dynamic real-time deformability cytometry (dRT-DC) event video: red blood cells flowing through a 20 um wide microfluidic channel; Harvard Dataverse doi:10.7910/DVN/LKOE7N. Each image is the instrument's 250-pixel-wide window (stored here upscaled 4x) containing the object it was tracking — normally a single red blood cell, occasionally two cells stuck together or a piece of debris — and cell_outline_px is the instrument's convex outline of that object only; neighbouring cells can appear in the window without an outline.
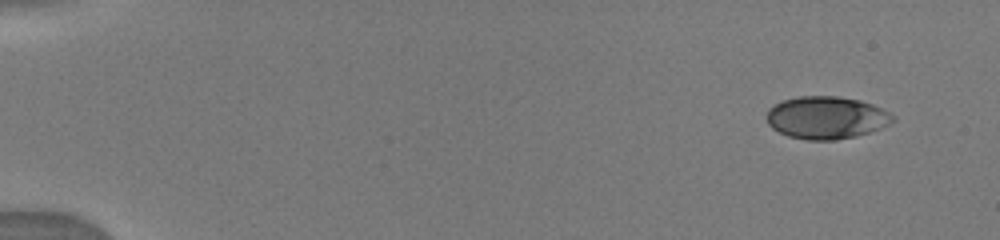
{"species": "human", "species_latin": "Homo sapiens", "temperature_condition": "warm", "stored_images_in_passage": 68, "camera_frame_rate_fps": 3000, "um_per_image_px": 0.085, "donor": {"sex": "male"}, "frame": {"image": 1, "passage_image": 1, "time_ms": 0.0, "image_size_px": [1000, 240], "cell_outline_px": [[896, 120], [880, 128], [856, 136], [836, 140], [808, 140], [788, 136], [772, 128], [768, 124], [768, 108], [784, 100], [800, 96], [836, 96], [860, 100], [872, 104], [888, 112]], "centroid_in_image_um": [70.23, 10.0], "position_along_channel_um": 14.8, "area_um2": 30.98}}
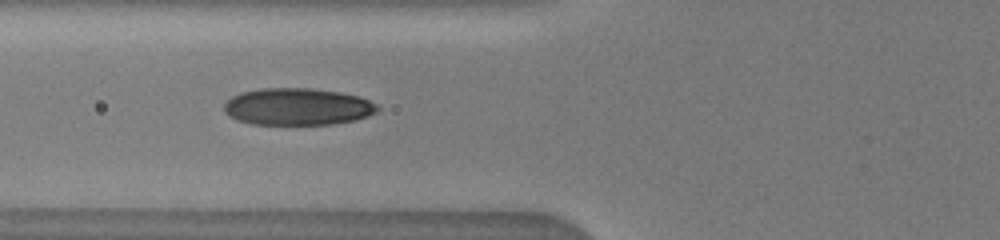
{"frame": {"image": 2, "passage_image": 28, "time_ms": 5.667, "image_size_px": [1000, 240], "cell_outline_px": [[380, 108], [376, 112], [368, 116], [356, 120], [332, 124], [252, 124], [236, 120], [228, 116], [224, 112], [224, 104], [232, 96], [240, 92], [260, 88], [312, 88], [340, 92], [360, 96], [380, 104]], "centroid_in_image_um": [25.31, 9.06], "position_along_channel_um": 100.5, "area_um2": 33.52}}
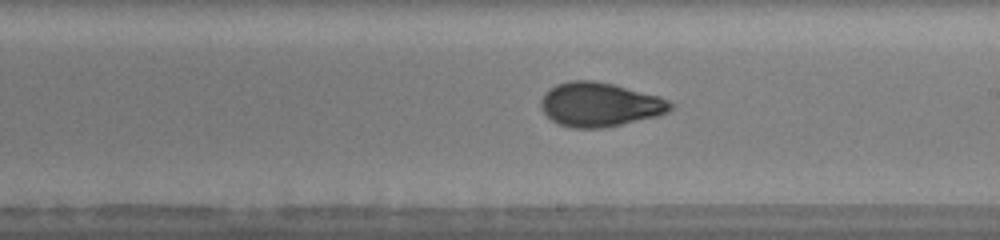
{"frame": {"image": 3, "passage_image": 49, "time_ms": 9.0, "image_size_px": [1000, 240], "cell_outline_px": [[676, 104], [668, 112], [656, 116], [604, 128], [568, 128], [552, 120], [540, 108], [540, 100], [544, 92], [556, 84], [568, 80], [596, 80], [660, 96]], "centroid_in_image_um": [50.96, 8.88], "position_along_channel_um": 238.0, "area_um2": 33.52}}